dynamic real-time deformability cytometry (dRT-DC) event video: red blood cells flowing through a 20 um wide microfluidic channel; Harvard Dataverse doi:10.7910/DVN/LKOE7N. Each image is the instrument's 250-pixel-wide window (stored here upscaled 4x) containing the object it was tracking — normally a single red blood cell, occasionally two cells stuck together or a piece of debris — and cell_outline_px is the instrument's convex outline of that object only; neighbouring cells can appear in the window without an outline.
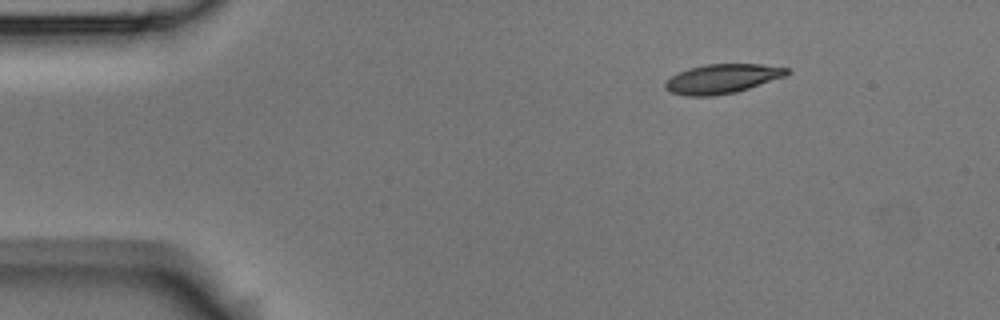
{"species": "Egyptian fruit bat (a non-hibernating species)", "species_latin": "Rousettus aegyptiacus", "temperature_condition": "room temperature", "stored_images_in_passage": 3, "camera_frame_rate_fps": 3000, "um_per_image_px": 0.085, "animal": {"sex": "male"}, "frame": {"image": 1, "passage_image": 1, "time_ms": 0.0, "image_size_px": [1000, 320], "cell_outline_px": [[792, 72], [784, 76], [736, 92], [712, 96], [688, 96], [668, 92], [664, 88], [664, 84], [672, 76], [688, 68], [708, 64], [760, 64], [788, 68]], "centroid_in_image_um": [61.36, 6.7], "position_along_channel_um": 23.6, "area_um2": 20.63}}